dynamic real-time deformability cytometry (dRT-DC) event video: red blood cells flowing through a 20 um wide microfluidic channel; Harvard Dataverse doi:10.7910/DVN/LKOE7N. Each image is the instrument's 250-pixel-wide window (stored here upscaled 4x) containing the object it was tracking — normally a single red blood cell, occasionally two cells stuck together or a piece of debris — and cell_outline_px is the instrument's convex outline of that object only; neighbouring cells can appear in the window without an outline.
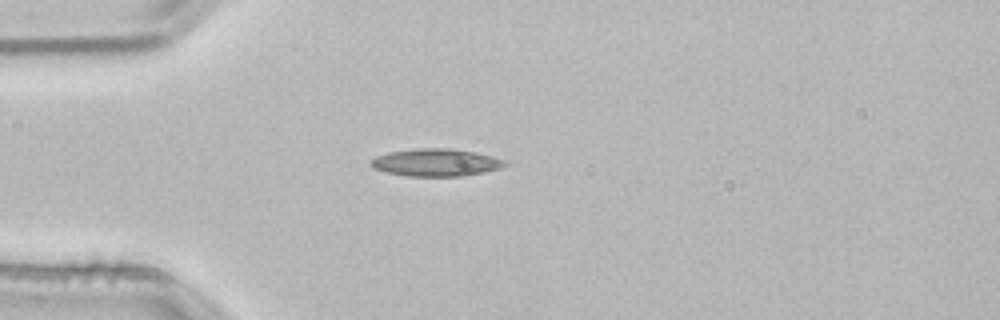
{"species": "common noctule bat (a hibernating species)", "species_latin": "Nyctalus noctula", "temperature_condition": "room temperature", "stored_images_in_passage": 52, "camera_frame_rate_fps": 3000, "um_per_image_px": 0.085, "animal": {"sex": "male", "body_mass_g": 21.5, "forearm_length_mm": 52.0}, "frame": {"image": 1, "passage_image": 13, "time_ms": 4.0, "image_size_px": [1000, 320], "cell_outline_px": [[508, 164], [500, 168], [484, 172], [464, 176], [408, 176], [388, 172], [376, 168], [368, 164], [376, 156], [388, 152], [416, 148], [452, 148], [476, 152], [492, 156], [504, 160]], "centroid_in_image_um": [37.08, 13.8], "position_along_channel_um": 47.9, "area_um2": 21.44}}
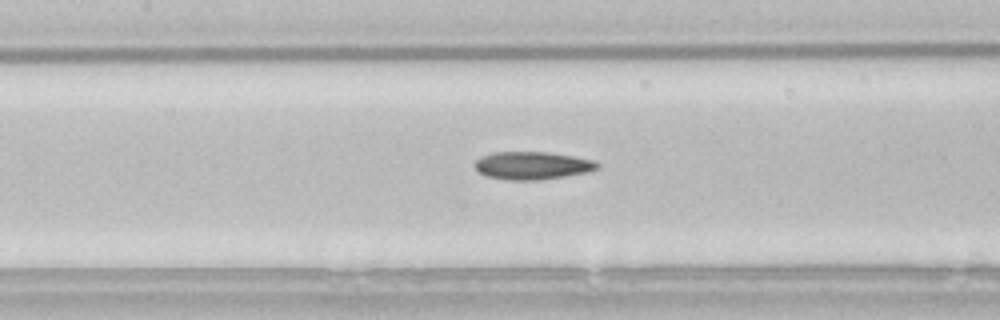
{"frame": {"image": 2, "passage_image": 23, "time_ms": 7.333, "image_size_px": [1000, 320], "cell_outline_px": [[600, 168], [584, 172], [564, 176], [536, 180], [512, 180], [488, 176], [480, 172], [476, 168], [476, 160], [492, 152], [548, 152], [572, 156], [592, 160], [600, 164]], "centroid_in_image_um": [45.26, 14.06], "position_along_channel_um": 162.1, "area_um2": 19.42}}
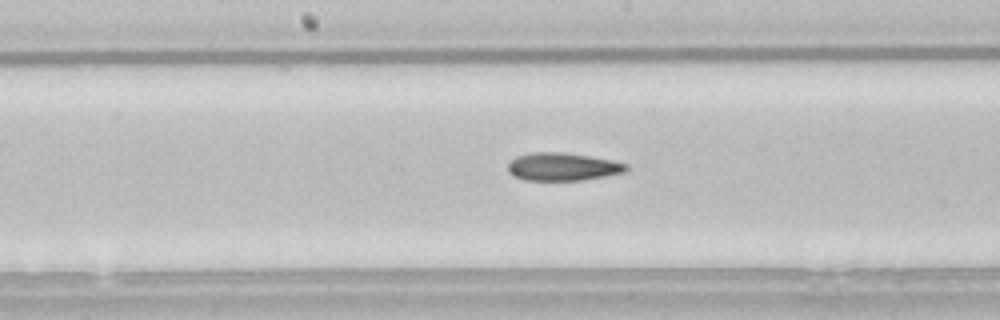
{"frame": {"image": 3, "passage_image": 26, "time_ms": 8.333, "image_size_px": [1000, 320], "cell_outline_px": [[628, 168], [624, 172], [604, 176], [580, 180], [524, 180], [512, 176], [508, 172], [508, 164], [516, 156], [532, 152], [560, 152], [588, 156], [612, 160], [628, 164]], "centroid_in_image_um": [47.79, 14.17], "position_along_channel_um": 200.4, "area_um2": 19.13}, "authors_computed_cell_mechanics": {"area_um2": 19.2763, "velocity_mm_per_s": 3.8195, "shape_relaxation_time_tau1_ms": null, "shape_relaxation_time_tau2_ms": 3.4343, "deformation_change_tau1": null, "deformation_change_tau2": 0.1255}}